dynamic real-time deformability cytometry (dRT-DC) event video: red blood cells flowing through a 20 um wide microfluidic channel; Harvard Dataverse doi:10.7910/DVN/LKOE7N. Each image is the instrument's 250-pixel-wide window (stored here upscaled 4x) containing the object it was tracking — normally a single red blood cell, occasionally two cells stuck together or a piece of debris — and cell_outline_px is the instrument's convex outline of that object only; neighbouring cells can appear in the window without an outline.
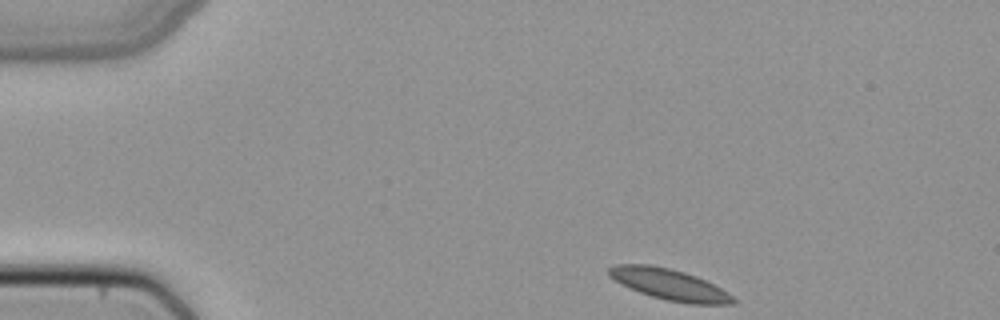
{"species": "common noctule bat (a hibernating species)", "species_latin": "Nyctalus noctula", "temperature_condition": "cold", "stored_images_in_passage": 43, "camera_frame_rate_fps": 3000, "um_per_image_px": 0.085, "animal": {"sex": "female", "body_mass_g": 22.7, "forearm_length_mm": 54.2}, "frame": {"image": 1, "passage_image": 1, "time_ms": 0.0, "image_size_px": [1000, 320], "cell_outline_px": [[736, 300], [732, 304], [688, 304], [668, 300], [652, 296], [640, 292], [620, 284], [608, 276], [608, 268], [616, 264], [648, 264], [668, 268], [684, 272], [696, 276], [728, 292]], "centroid_in_image_um": [56.86, 24.17], "position_along_channel_um": 28.1, "area_um2": 22.25}}
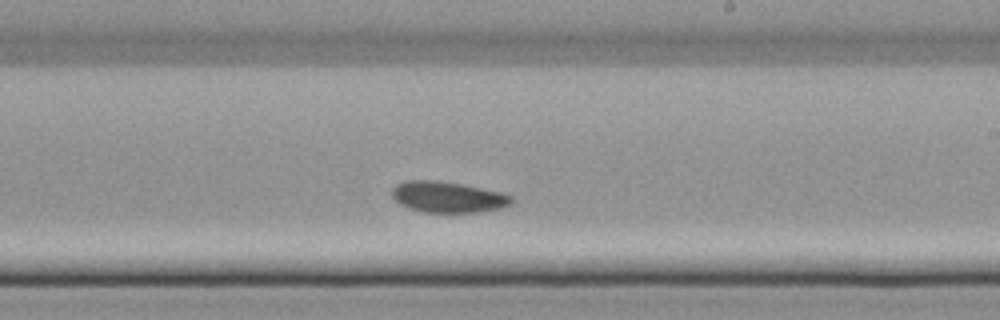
{"frame": {"image": 2, "passage_image": 23, "time_ms": 7.333, "image_size_px": [1000, 320], "cell_outline_px": [[512, 200], [508, 204], [500, 208], [476, 212], [424, 212], [408, 208], [400, 204], [392, 196], [392, 188], [396, 184], [404, 180], [436, 180], [460, 184], [500, 192], [512, 196]], "centroid_in_image_um": [38.0, 16.74], "position_along_channel_um": 251.0, "area_um2": 21.33}}
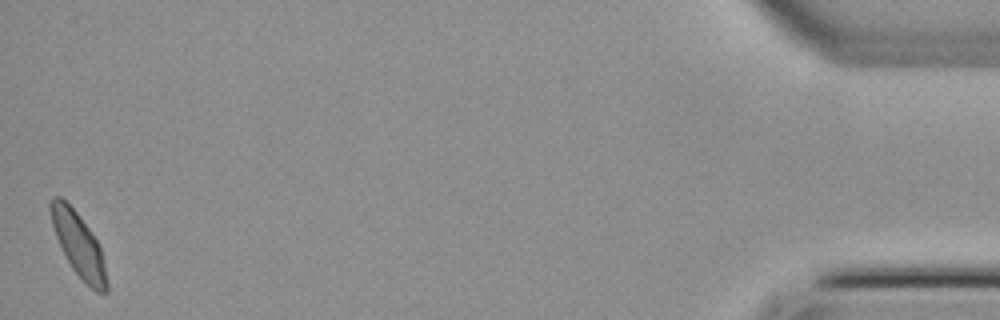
{"frame": {"image": 3, "passage_image": 43, "time_ms": 14.0, "image_size_px": [1000, 320], "cell_outline_px": [[108, 292], [96, 292], [72, 268], [56, 236], [52, 224], [48, 208], [48, 204], [52, 196], [60, 196], [76, 212], [88, 228], [96, 240], [100, 248], [104, 264], [108, 284]], "centroid_in_image_um": [6.66, 20.77], "position_along_channel_um": 428.5, "area_um2": 20.23}}